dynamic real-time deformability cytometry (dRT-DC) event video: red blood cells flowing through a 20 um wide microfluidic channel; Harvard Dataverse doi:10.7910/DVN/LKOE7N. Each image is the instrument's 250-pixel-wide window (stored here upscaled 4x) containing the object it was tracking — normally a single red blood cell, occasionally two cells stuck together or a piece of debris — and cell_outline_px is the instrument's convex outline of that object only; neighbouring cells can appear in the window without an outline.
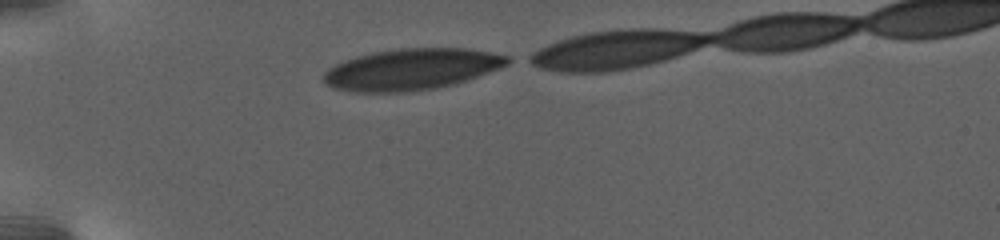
{"species": "human", "species_latin": "Homo sapiens", "temperature_condition": "warm", "stored_images_in_passage": 39, "camera_frame_rate_fps": 3000, "um_per_image_px": 0.085, "donor": {"sex": "female"}, "frame": {"image": 1, "passage_image": 1, "time_ms": 0.0, "image_size_px": [1000, 240], "cell_outline_px": [[516, 60], [500, 68], [468, 80], [436, 88], [404, 92], [352, 92], [332, 88], [324, 84], [324, 72], [328, 68], [344, 60], [356, 56], [372, 52], [400, 48], [468, 48], [508, 56]], "centroid_in_image_um": [34.98, 5.89], "position_along_channel_um": 50.0, "area_um2": 44.51}}
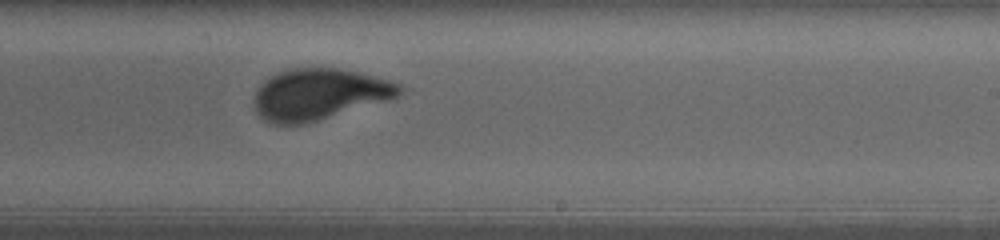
{"frame": {"image": 2, "passage_image": 24, "time_ms": 9.0, "image_size_px": [1000, 240], "cell_outline_px": [[404, 92], [388, 100], [304, 124], [272, 124], [264, 120], [256, 112], [256, 92], [260, 84], [264, 80], [280, 72], [292, 68], [336, 68], [356, 72], [388, 80], [400, 84], [404, 88]], "centroid_in_image_um": [27.13, 8.02], "position_along_channel_um": 261.9, "area_um2": 42.83}}
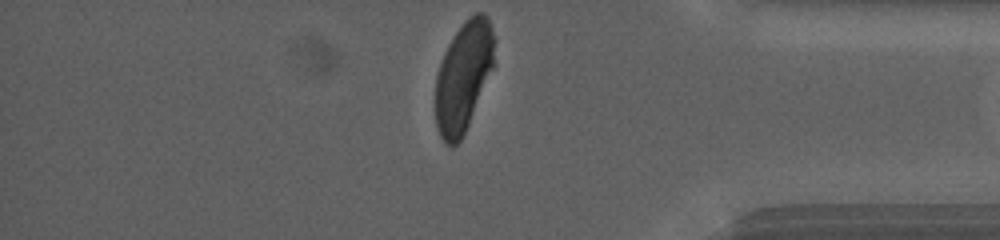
{"frame": {"image": 3, "passage_image": 39, "time_ms": 14.667, "image_size_px": [1000, 240], "cell_outline_px": [[496, 40], [492, 68], [468, 124], [460, 140], [452, 148], [444, 144], [440, 136], [436, 124], [436, 76], [444, 52], [448, 44], [464, 20], [476, 12], [484, 12], [488, 16], [496, 36]], "centroid_in_image_um": [39.4, 6.46], "position_along_channel_um": 395.8, "area_um2": 37.63}, "authors_computed_cell_mechanics": {"area_um2": 44.506, "velocity_mm_per_s": 2.6752, "shape_relaxation_time_tau1_ms": 6.118, "shape_relaxation_time_tau2_ms": null, "deformation_change_tau1": 0.2005, "deformation_change_tau2": null}}